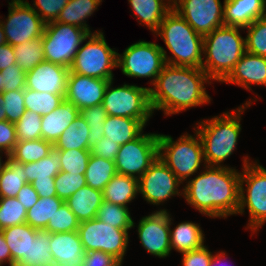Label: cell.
<instances>
[{"label":"cell","mask_w":266,"mask_h":266,"mask_svg":"<svg viewBox=\"0 0 266 266\" xmlns=\"http://www.w3.org/2000/svg\"><path fill=\"white\" fill-rule=\"evenodd\" d=\"M5 264L12 266V257L2 230H0V266H4Z\"/></svg>","instance_id":"cell-58"},{"label":"cell","mask_w":266,"mask_h":266,"mask_svg":"<svg viewBox=\"0 0 266 266\" xmlns=\"http://www.w3.org/2000/svg\"><path fill=\"white\" fill-rule=\"evenodd\" d=\"M247 99L237 108L227 110L219 115L200 119L193 127L199 134L203 145L204 160L207 166L229 167L224 162L236 151L242 132V115L254 102L262 97Z\"/></svg>","instance_id":"cell-3"},{"label":"cell","mask_w":266,"mask_h":266,"mask_svg":"<svg viewBox=\"0 0 266 266\" xmlns=\"http://www.w3.org/2000/svg\"><path fill=\"white\" fill-rule=\"evenodd\" d=\"M16 198L27 211L37 203L39 195L33 188L32 184L27 183L21 188Z\"/></svg>","instance_id":"cell-55"},{"label":"cell","mask_w":266,"mask_h":266,"mask_svg":"<svg viewBox=\"0 0 266 266\" xmlns=\"http://www.w3.org/2000/svg\"><path fill=\"white\" fill-rule=\"evenodd\" d=\"M117 174L114 161L90 155L85 172L86 184L103 191L104 187Z\"/></svg>","instance_id":"cell-34"},{"label":"cell","mask_w":266,"mask_h":266,"mask_svg":"<svg viewBox=\"0 0 266 266\" xmlns=\"http://www.w3.org/2000/svg\"><path fill=\"white\" fill-rule=\"evenodd\" d=\"M9 1L7 18L0 15L7 43L16 46L42 37L46 23L32 7L25 0Z\"/></svg>","instance_id":"cell-15"},{"label":"cell","mask_w":266,"mask_h":266,"mask_svg":"<svg viewBox=\"0 0 266 266\" xmlns=\"http://www.w3.org/2000/svg\"><path fill=\"white\" fill-rule=\"evenodd\" d=\"M63 202L58 197H39L37 203L27 210L26 223L35 229L44 230Z\"/></svg>","instance_id":"cell-35"},{"label":"cell","mask_w":266,"mask_h":266,"mask_svg":"<svg viewBox=\"0 0 266 266\" xmlns=\"http://www.w3.org/2000/svg\"><path fill=\"white\" fill-rule=\"evenodd\" d=\"M215 252L211 251L208 245L191 250L189 252H184L181 254V265L182 266H209L211 259Z\"/></svg>","instance_id":"cell-51"},{"label":"cell","mask_w":266,"mask_h":266,"mask_svg":"<svg viewBox=\"0 0 266 266\" xmlns=\"http://www.w3.org/2000/svg\"><path fill=\"white\" fill-rule=\"evenodd\" d=\"M16 64L28 72L45 60L42 37L13 46Z\"/></svg>","instance_id":"cell-38"},{"label":"cell","mask_w":266,"mask_h":266,"mask_svg":"<svg viewBox=\"0 0 266 266\" xmlns=\"http://www.w3.org/2000/svg\"><path fill=\"white\" fill-rule=\"evenodd\" d=\"M224 3L225 0H173V10L204 37L224 26Z\"/></svg>","instance_id":"cell-17"},{"label":"cell","mask_w":266,"mask_h":266,"mask_svg":"<svg viewBox=\"0 0 266 266\" xmlns=\"http://www.w3.org/2000/svg\"><path fill=\"white\" fill-rule=\"evenodd\" d=\"M6 120L16 123L25 113L24 90L2 92Z\"/></svg>","instance_id":"cell-48"},{"label":"cell","mask_w":266,"mask_h":266,"mask_svg":"<svg viewBox=\"0 0 266 266\" xmlns=\"http://www.w3.org/2000/svg\"><path fill=\"white\" fill-rule=\"evenodd\" d=\"M246 30V52L266 57V16L256 19Z\"/></svg>","instance_id":"cell-42"},{"label":"cell","mask_w":266,"mask_h":266,"mask_svg":"<svg viewBox=\"0 0 266 266\" xmlns=\"http://www.w3.org/2000/svg\"><path fill=\"white\" fill-rule=\"evenodd\" d=\"M223 83L249 92H254L252 86L266 87V57L245 52Z\"/></svg>","instance_id":"cell-20"},{"label":"cell","mask_w":266,"mask_h":266,"mask_svg":"<svg viewBox=\"0 0 266 266\" xmlns=\"http://www.w3.org/2000/svg\"><path fill=\"white\" fill-rule=\"evenodd\" d=\"M119 260L103 251L85 252L82 266H115Z\"/></svg>","instance_id":"cell-54"},{"label":"cell","mask_w":266,"mask_h":266,"mask_svg":"<svg viewBox=\"0 0 266 266\" xmlns=\"http://www.w3.org/2000/svg\"><path fill=\"white\" fill-rule=\"evenodd\" d=\"M138 186L142 199L157 211H168L161 206L173 197H183V184L159 158L138 179Z\"/></svg>","instance_id":"cell-13"},{"label":"cell","mask_w":266,"mask_h":266,"mask_svg":"<svg viewBox=\"0 0 266 266\" xmlns=\"http://www.w3.org/2000/svg\"><path fill=\"white\" fill-rule=\"evenodd\" d=\"M212 84L202 68L166 64L149 89L152 111L172 116L211 104L212 98L206 86Z\"/></svg>","instance_id":"cell-2"},{"label":"cell","mask_w":266,"mask_h":266,"mask_svg":"<svg viewBox=\"0 0 266 266\" xmlns=\"http://www.w3.org/2000/svg\"><path fill=\"white\" fill-rule=\"evenodd\" d=\"M60 161V153L53 148L50 154L43 159L37 162L24 163V173L28 183H32L34 180L55 179L61 171Z\"/></svg>","instance_id":"cell-36"},{"label":"cell","mask_w":266,"mask_h":266,"mask_svg":"<svg viewBox=\"0 0 266 266\" xmlns=\"http://www.w3.org/2000/svg\"><path fill=\"white\" fill-rule=\"evenodd\" d=\"M148 123L149 120L108 115L104 124V136L121 146L139 137Z\"/></svg>","instance_id":"cell-26"},{"label":"cell","mask_w":266,"mask_h":266,"mask_svg":"<svg viewBox=\"0 0 266 266\" xmlns=\"http://www.w3.org/2000/svg\"><path fill=\"white\" fill-rule=\"evenodd\" d=\"M130 230L114 228L94 218L80 222L77 232L85 252L103 251L123 261L129 248Z\"/></svg>","instance_id":"cell-12"},{"label":"cell","mask_w":266,"mask_h":266,"mask_svg":"<svg viewBox=\"0 0 266 266\" xmlns=\"http://www.w3.org/2000/svg\"><path fill=\"white\" fill-rule=\"evenodd\" d=\"M124 264V261H119L115 266H122Z\"/></svg>","instance_id":"cell-64"},{"label":"cell","mask_w":266,"mask_h":266,"mask_svg":"<svg viewBox=\"0 0 266 266\" xmlns=\"http://www.w3.org/2000/svg\"><path fill=\"white\" fill-rule=\"evenodd\" d=\"M102 202V191L88 185L81 187L65 201L80 222L96 218Z\"/></svg>","instance_id":"cell-27"},{"label":"cell","mask_w":266,"mask_h":266,"mask_svg":"<svg viewBox=\"0 0 266 266\" xmlns=\"http://www.w3.org/2000/svg\"><path fill=\"white\" fill-rule=\"evenodd\" d=\"M102 194L104 201L128 207L139 196L138 179L117 173Z\"/></svg>","instance_id":"cell-29"},{"label":"cell","mask_w":266,"mask_h":266,"mask_svg":"<svg viewBox=\"0 0 266 266\" xmlns=\"http://www.w3.org/2000/svg\"><path fill=\"white\" fill-rule=\"evenodd\" d=\"M129 207L116 205L107 201L101 203L96 218L101 222L119 229H132L133 219Z\"/></svg>","instance_id":"cell-40"},{"label":"cell","mask_w":266,"mask_h":266,"mask_svg":"<svg viewBox=\"0 0 266 266\" xmlns=\"http://www.w3.org/2000/svg\"><path fill=\"white\" fill-rule=\"evenodd\" d=\"M266 16V0H225L224 25L246 28Z\"/></svg>","instance_id":"cell-22"},{"label":"cell","mask_w":266,"mask_h":266,"mask_svg":"<svg viewBox=\"0 0 266 266\" xmlns=\"http://www.w3.org/2000/svg\"><path fill=\"white\" fill-rule=\"evenodd\" d=\"M86 185L85 175L60 171L55 177L57 197L64 202L77 190Z\"/></svg>","instance_id":"cell-47"},{"label":"cell","mask_w":266,"mask_h":266,"mask_svg":"<svg viewBox=\"0 0 266 266\" xmlns=\"http://www.w3.org/2000/svg\"><path fill=\"white\" fill-rule=\"evenodd\" d=\"M244 28L222 26L203 37L202 69L220 84L229 76L246 52Z\"/></svg>","instance_id":"cell-5"},{"label":"cell","mask_w":266,"mask_h":266,"mask_svg":"<svg viewBox=\"0 0 266 266\" xmlns=\"http://www.w3.org/2000/svg\"><path fill=\"white\" fill-rule=\"evenodd\" d=\"M54 148L51 142L44 139L17 141L13 152L9 157L17 163L37 162L47 155Z\"/></svg>","instance_id":"cell-37"},{"label":"cell","mask_w":266,"mask_h":266,"mask_svg":"<svg viewBox=\"0 0 266 266\" xmlns=\"http://www.w3.org/2000/svg\"><path fill=\"white\" fill-rule=\"evenodd\" d=\"M117 69L131 78H148L149 89L166 65L160 44L139 40L126 47L123 53H117Z\"/></svg>","instance_id":"cell-10"},{"label":"cell","mask_w":266,"mask_h":266,"mask_svg":"<svg viewBox=\"0 0 266 266\" xmlns=\"http://www.w3.org/2000/svg\"><path fill=\"white\" fill-rule=\"evenodd\" d=\"M31 184L39 197H57L55 179L34 180Z\"/></svg>","instance_id":"cell-56"},{"label":"cell","mask_w":266,"mask_h":266,"mask_svg":"<svg viewBox=\"0 0 266 266\" xmlns=\"http://www.w3.org/2000/svg\"><path fill=\"white\" fill-rule=\"evenodd\" d=\"M228 254L225 250L216 251L215 254H213V257L211 259V263L209 266H227L229 265ZM232 266V265H230Z\"/></svg>","instance_id":"cell-59"},{"label":"cell","mask_w":266,"mask_h":266,"mask_svg":"<svg viewBox=\"0 0 266 266\" xmlns=\"http://www.w3.org/2000/svg\"><path fill=\"white\" fill-rule=\"evenodd\" d=\"M117 53L116 48L108 45L103 30L89 33L78 48L69 71L99 79H115L112 70L117 69Z\"/></svg>","instance_id":"cell-8"},{"label":"cell","mask_w":266,"mask_h":266,"mask_svg":"<svg viewBox=\"0 0 266 266\" xmlns=\"http://www.w3.org/2000/svg\"><path fill=\"white\" fill-rule=\"evenodd\" d=\"M79 114L80 110L77 106L64 99L54 111L41 117L42 139L54 145Z\"/></svg>","instance_id":"cell-23"},{"label":"cell","mask_w":266,"mask_h":266,"mask_svg":"<svg viewBox=\"0 0 266 266\" xmlns=\"http://www.w3.org/2000/svg\"><path fill=\"white\" fill-rule=\"evenodd\" d=\"M113 79H99L69 72L65 99L79 110L100 105L108 82Z\"/></svg>","instance_id":"cell-18"},{"label":"cell","mask_w":266,"mask_h":266,"mask_svg":"<svg viewBox=\"0 0 266 266\" xmlns=\"http://www.w3.org/2000/svg\"><path fill=\"white\" fill-rule=\"evenodd\" d=\"M5 43H7L6 35L4 33L3 25H2V23L0 21V45H3Z\"/></svg>","instance_id":"cell-61"},{"label":"cell","mask_w":266,"mask_h":266,"mask_svg":"<svg viewBox=\"0 0 266 266\" xmlns=\"http://www.w3.org/2000/svg\"><path fill=\"white\" fill-rule=\"evenodd\" d=\"M17 143L15 123L7 120L0 121V153L8 156L13 152Z\"/></svg>","instance_id":"cell-52"},{"label":"cell","mask_w":266,"mask_h":266,"mask_svg":"<svg viewBox=\"0 0 266 266\" xmlns=\"http://www.w3.org/2000/svg\"><path fill=\"white\" fill-rule=\"evenodd\" d=\"M3 101H4L3 100V95H2V93H0V121L6 120L5 110L2 109Z\"/></svg>","instance_id":"cell-60"},{"label":"cell","mask_w":266,"mask_h":266,"mask_svg":"<svg viewBox=\"0 0 266 266\" xmlns=\"http://www.w3.org/2000/svg\"><path fill=\"white\" fill-rule=\"evenodd\" d=\"M51 233L38 230L35 240H31L26 256H22L14 266H55L50 252Z\"/></svg>","instance_id":"cell-30"},{"label":"cell","mask_w":266,"mask_h":266,"mask_svg":"<svg viewBox=\"0 0 266 266\" xmlns=\"http://www.w3.org/2000/svg\"><path fill=\"white\" fill-rule=\"evenodd\" d=\"M3 156H5V157H3ZM3 158H5L4 161H3ZM7 158H8L7 154L4 153V155H3V153H0V172H1L2 168H3V166L5 165Z\"/></svg>","instance_id":"cell-62"},{"label":"cell","mask_w":266,"mask_h":266,"mask_svg":"<svg viewBox=\"0 0 266 266\" xmlns=\"http://www.w3.org/2000/svg\"><path fill=\"white\" fill-rule=\"evenodd\" d=\"M89 135V127L79 114L53 146L56 150H89Z\"/></svg>","instance_id":"cell-33"},{"label":"cell","mask_w":266,"mask_h":266,"mask_svg":"<svg viewBox=\"0 0 266 266\" xmlns=\"http://www.w3.org/2000/svg\"><path fill=\"white\" fill-rule=\"evenodd\" d=\"M4 92V85H3V80H2V74L0 71V93Z\"/></svg>","instance_id":"cell-63"},{"label":"cell","mask_w":266,"mask_h":266,"mask_svg":"<svg viewBox=\"0 0 266 266\" xmlns=\"http://www.w3.org/2000/svg\"><path fill=\"white\" fill-rule=\"evenodd\" d=\"M170 213V245L172 250L176 253L189 252L196 250L205 245V233L200 223L192 221H182L172 227L174 223V217L172 218Z\"/></svg>","instance_id":"cell-24"},{"label":"cell","mask_w":266,"mask_h":266,"mask_svg":"<svg viewBox=\"0 0 266 266\" xmlns=\"http://www.w3.org/2000/svg\"><path fill=\"white\" fill-rule=\"evenodd\" d=\"M37 229L27 223L2 229L7 246L12 257V266L22 257L26 256L31 240H35Z\"/></svg>","instance_id":"cell-31"},{"label":"cell","mask_w":266,"mask_h":266,"mask_svg":"<svg viewBox=\"0 0 266 266\" xmlns=\"http://www.w3.org/2000/svg\"><path fill=\"white\" fill-rule=\"evenodd\" d=\"M69 72L67 67L44 60L26 72L25 88L65 98Z\"/></svg>","instance_id":"cell-19"},{"label":"cell","mask_w":266,"mask_h":266,"mask_svg":"<svg viewBox=\"0 0 266 266\" xmlns=\"http://www.w3.org/2000/svg\"><path fill=\"white\" fill-rule=\"evenodd\" d=\"M119 149L120 145L118 143H114L104 136L90 149V151L91 155L114 161Z\"/></svg>","instance_id":"cell-53"},{"label":"cell","mask_w":266,"mask_h":266,"mask_svg":"<svg viewBox=\"0 0 266 266\" xmlns=\"http://www.w3.org/2000/svg\"><path fill=\"white\" fill-rule=\"evenodd\" d=\"M64 99L65 98L62 95L38 92L28 88L24 89L25 109L35 112L41 116L54 111Z\"/></svg>","instance_id":"cell-39"},{"label":"cell","mask_w":266,"mask_h":266,"mask_svg":"<svg viewBox=\"0 0 266 266\" xmlns=\"http://www.w3.org/2000/svg\"><path fill=\"white\" fill-rule=\"evenodd\" d=\"M104 0H69L66 6L61 10L56 22L63 24L75 25L87 30L89 33L100 32L93 30L87 24L88 18L93 16L98 7Z\"/></svg>","instance_id":"cell-28"},{"label":"cell","mask_w":266,"mask_h":266,"mask_svg":"<svg viewBox=\"0 0 266 266\" xmlns=\"http://www.w3.org/2000/svg\"><path fill=\"white\" fill-rule=\"evenodd\" d=\"M60 153L61 171L67 173L85 175L88 160L91 155L90 150H57Z\"/></svg>","instance_id":"cell-45"},{"label":"cell","mask_w":266,"mask_h":266,"mask_svg":"<svg viewBox=\"0 0 266 266\" xmlns=\"http://www.w3.org/2000/svg\"><path fill=\"white\" fill-rule=\"evenodd\" d=\"M161 38L170 56L160 45L165 62L172 66L201 68L203 61V36L198 34L175 10H171L153 34Z\"/></svg>","instance_id":"cell-4"},{"label":"cell","mask_w":266,"mask_h":266,"mask_svg":"<svg viewBox=\"0 0 266 266\" xmlns=\"http://www.w3.org/2000/svg\"><path fill=\"white\" fill-rule=\"evenodd\" d=\"M136 232L143 249L155 258L165 259L171 255L170 245V211H153L140 218L132 228Z\"/></svg>","instance_id":"cell-16"},{"label":"cell","mask_w":266,"mask_h":266,"mask_svg":"<svg viewBox=\"0 0 266 266\" xmlns=\"http://www.w3.org/2000/svg\"><path fill=\"white\" fill-rule=\"evenodd\" d=\"M80 115L85 120L90 130V150L102 137H104V124L108 115L102 104L84 108L80 110Z\"/></svg>","instance_id":"cell-41"},{"label":"cell","mask_w":266,"mask_h":266,"mask_svg":"<svg viewBox=\"0 0 266 266\" xmlns=\"http://www.w3.org/2000/svg\"><path fill=\"white\" fill-rule=\"evenodd\" d=\"M114 79L108 82L102 102L109 116L150 120L154 115L149 88L125 83L114 86Z\"/></svg>","instance_id":"cell-9"},{"label":"cell","mask_w":266,"mask_h":266,"mask_svg":"<svg viewBox=\"0 0 266 266\" xmlns=\"http://www.w3.org/2000/svg\"><path fill=\"white\" fill-rule=\"evenodd\" d=\"M88 34L87 30L75 25L47 23L42 36L45 60L69 68Z\"/></svg>","instance_id":"cell-11"},{"label":"cell","mask_w":266,"mask_h":266,"mask_svg":"<svg viewBox=\"0 0 266 266\" xmlns=\"http://www.w3.org/2000/svg\"><path fill=\"white\" fill-rule=\"evenodd\" d=\"M80 225V221L72 213L68 205L63 202L58 211L53 215L52 220L47 224L44 229L49 233H64L77 231Z\"/></svg>","instance_id":"cell-46"},{"label":"cell","mask_w":266,"mask_h":266,"mask_svg":"<svg viewBox=\"0 0 266 266\" xmlns=\"http://www.w3.org/2000/svg\"><path fill=\"white\" fill-rule=\"evenodd\" d=\"M41 115L25 110L23 116L15 123L17 141L41 139Z\"/></svg>","instance_id":"cell-44"},{"label":"cell","mask_w":266,"mask_h":266,"mask_svg":"<svg viewBox=\"0 0 266 266\" xmlns=\"http://www.w3.org/2000/svg\"><path fill=\"white\" fill-rule=\"evenodd\" d=\"M27 211L16 197L0 198V230L26 223Z\"/></svg>","instance_id":"cell-43"},{"label":"cell","mask_w":266,"mask_h":266,"mask_svg":"<svg viewBox=\"0 0 266 266\" xmlns=\"http://www.w3.org/2000/svg\"><path fill=\"white\" fill-rule=\"evenodd\" d=\"M32 9L47 24L56 21L61 10L66 6L69 0H32L31 4L25 0Z\"/></svg>","instance_id":"cell-49"},{"label":"cell","mask_w":266,"mask_h":266,"mask_svg":"<svg viewBox=\"0 0 266 266\" xmlns=\"http://www.w3.org/2000/svg\"><path fill=\"white\" fill-rule=\"evenodd\" d=\"M241 171L236 167L205 166L183 184V198L209 218L236 216L240 203Z\"/></svg>","instance_id":"cell-1"},{"label":"cell","mask_w":266,"mask_h":266,"mask_svg":"<svg viewBox=\"0 0 266 266\" xmlns=\"http://www.w3.org/2000/svg\"><path fill=\"white\" fill-rule=\"evenodd\" d=\"M24 172V163H17L8 156L0 172V198L17 196L21 188L28 183Z\"/></svg>","instance_id":"cell-32"},{"label":"cell","mask_w":266,"mask_h":266,"mask_svg":"<svg viewBox=\"0 0 266 266\" xmlns=\"http://www.w3.org/2000/svg\"><path fill=\"white\" fill-rule=\"evenodd\" d=\"M4 92L24 90L26 85V72L17 66L10 65L1 70Z\"/></svg>","instance_id":"cell-50"},{"label":"cell","mask_w":266,"mask_h":266,"mask_svg":"<svg viewBox=\"0 0 266 266\" xmlns=\"http://www.w3.org/2000/svg\"><path fill=\"white\" fill-rule=\"evenodd\" d=\"M16 64L13 46L8 43L0 45V71Z\"/></svg>","instance_id":"cell-57"},{"label":"cell","mask_w":266,"mask_h":266,"mask_svg":"<svg viewBox=\"0 0 266 266\" xmlns=\"http://www.w3.org/2000/svg\"><path fill=\"white\" fill-rule=\"evenodd\" d=\"M50 252L55 265L82 266L85 250L77 231L52 233Z\"/></svg>","instance_id":"cell-21"},{"label":"cell","mask_w":266,"mask_h":266,"mask_svg":"<svg viewBox=\"0 0 266 266\" xmlns=\"http://www.w3.org/2000/svg\"><path fill=\"white\" fill-rule=\"evenodd\" d=\"M248 154L242 157L240 176V203L236 215L246 214L249 220L245 230L255 235L266 223V167ZM258 231V232H257Z\"/></svg>","instance_id":"cell-7"},{"label":"cell","mask_w":266,"mask_h":266,"mask_svg":"<svg viewBox=\"0 0 266 266\" xmlns=\"http://www.w3.org/2000/svg\"><path fill=\"white\" fill-rule=\"evenodd\" d=\"M158 159V133H142L120 146L114 163L118 174L139 179Z\"/></svg>","instance_id":"cell-14"},{"label":"cell","mask_w":266,"mask_h":266,"mask_svg":"<svg viewBox=\"0 0 266 266\" xmlns=\"http://www.w3.org/2000/svg\"><path fill=\"white\" fill-rule=\"evenodd\" d=\"M133 17L140 26H145L152 32L158 30L165 16L173 9L172 0H128Z\"/></svg>","instance_id":"cell-25"},{"label":"cell","mask_w":266,"mask_h":266,"mask_svg":"<svg viewBox=\"0 0 266 266\" xmlns=\"http://www.w3.org/2000/svg\"><path fill=\"white\" fill-rule=\"evenodd\" d=\"M192 130L194 134L184 132L175 140L171 135L158 133V158L182 184L206 166L202 141L196 130Z\"/></svg>","instance_id":"cell-6"}]
</instances>
